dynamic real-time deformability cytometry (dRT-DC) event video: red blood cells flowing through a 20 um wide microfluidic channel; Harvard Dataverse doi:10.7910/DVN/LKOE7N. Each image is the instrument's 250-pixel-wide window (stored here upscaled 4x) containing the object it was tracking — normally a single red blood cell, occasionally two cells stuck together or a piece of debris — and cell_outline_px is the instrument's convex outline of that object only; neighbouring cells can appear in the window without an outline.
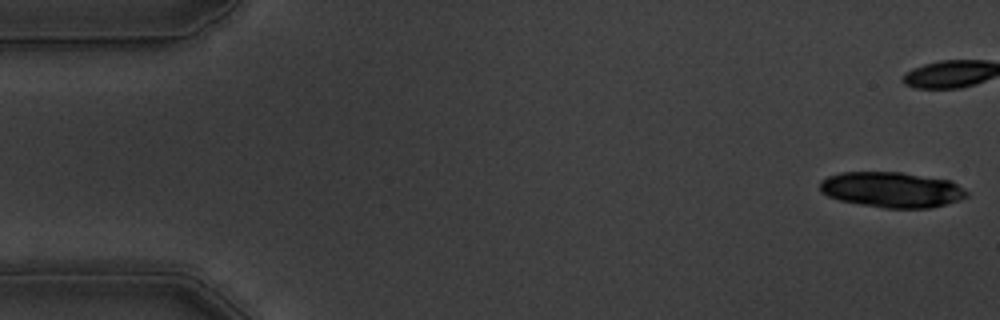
{"species": "common noctule bat (a hibernating species)", "species_latin": "Nyctalus noctula", "temperature_condition": "warm", "stored_images_in_passage": 41, "camera_frame_rate_fps": 3000, "um_per_image_px": 0.085, "animal": {"sex": "male", "body_mass_g": 19.5, "forearm_length_mm": 54.6}, "frame": {"image": 1, "passage_image": 1, "time_ms": 0.0, "image_size_px": [1000, 320], "cell_outline_px": [[968, 196], [960, 200], [948, 204], [928, 208], [884, 208], [840, 200], [828, 196], [820, 192], [820, 180], [828, 176], [840, 172], [900, 172], [952, 180], [968, 192]], "centroid_in_image_um": [75.82, 16.12], "position_along_channel_um": 9.2, "area_um2": 30.52}}